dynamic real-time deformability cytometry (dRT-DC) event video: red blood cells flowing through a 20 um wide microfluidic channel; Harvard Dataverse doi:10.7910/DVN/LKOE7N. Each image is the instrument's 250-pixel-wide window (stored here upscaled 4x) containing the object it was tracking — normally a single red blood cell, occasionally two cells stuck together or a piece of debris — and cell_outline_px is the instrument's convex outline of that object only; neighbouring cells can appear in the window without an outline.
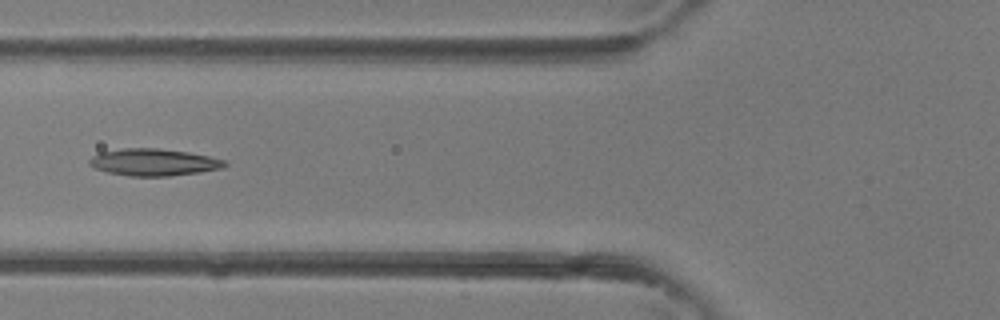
{"species": "common noctule bat (a hibernating species)", "species_latin": "Nyctalus noctula", "temperature_condition": "room temperature", "stored_images_in_passage": 4, "camera_frame_rate_fps": 3000, "um_per_image_px": 0.085, "animal": {"sex": "female"}, "frame": {"image": 1, "passage_image": 4, "time_ms": 1.0, "image_size_px": [1000, 320], "cell_outline_px": [[228, 164], [224, 168], [200, 172], [168, 176], [128, 176], [108, 172], [96, 168], [88, 164], [88, 160], [92, 156], [100, 152], [124, 148], [156, 148], [188, 152], [208, 156], [224, 160]], "centroid_in_image_um": [13.06, 13.79], "position_along_channel_um": 112.7, "area_um2": 21.27}}